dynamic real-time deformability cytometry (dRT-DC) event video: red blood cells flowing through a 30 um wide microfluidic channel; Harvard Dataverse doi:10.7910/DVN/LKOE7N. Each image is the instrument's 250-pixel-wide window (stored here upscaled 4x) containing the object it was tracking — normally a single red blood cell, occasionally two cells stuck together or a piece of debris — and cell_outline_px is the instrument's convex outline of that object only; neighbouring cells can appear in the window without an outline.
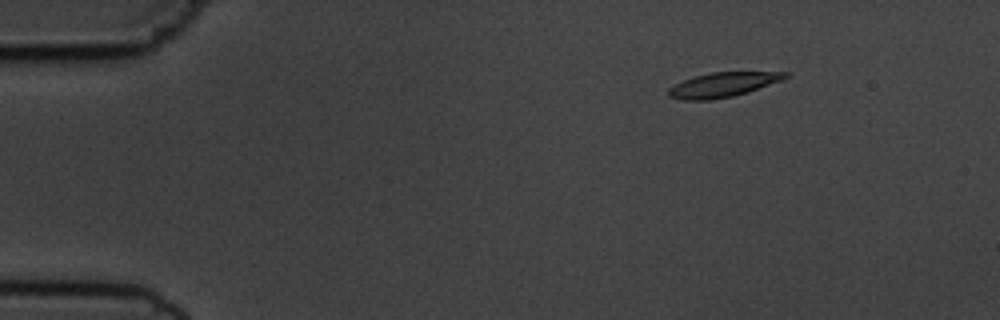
{"species": "common noctule bat (a hibernating species)", "species_latin": "Nyctalus noctula", "temperature_condition": "cold", "stored_images_in_passage": 10, "camera_frame_rate_fps": 3000, "um_per_image_px": 0.085, "animal": {"sex": "male", "body_mass_g": 19.5, "forearm_length_mm": 54.6}, "frame": {"image": 1, "passage_image": 2, "time_ms": 1.333, "image_size_px": [1000, 320], "cell_outline_px": [[788, 76], [780, 80], [748, 92], [732, 96], [708, 100], [684, 100], [668, 96], [668, 88], [684, 80], [696, 76], [712, 72], [788, 72]], "centroid_in_image_um": [61.41, 7.2], "position_along_channel_um": 23.6, "area_um2": 16.36}}
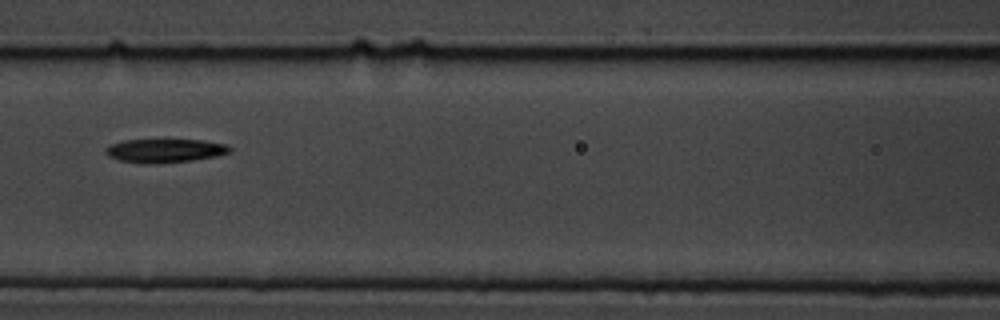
{"frame": {"image": 2, "passage_image": 7, "time_ms": 7.0, "image_size_px": [1000, 320], "cell_outline_px": [[232, 152], [216, 156], [192, 160], [152, 164], [144, 164], [120, 160], [108, 156], [104, 152], [104, 148], [108, 144], [124, 140], [204, 140], [228, 144], [232, 148]], "centroid_in_image_um": [14.01, 12.8], "position_along_channel_um": 152.6, "area_um2": 17.34}}
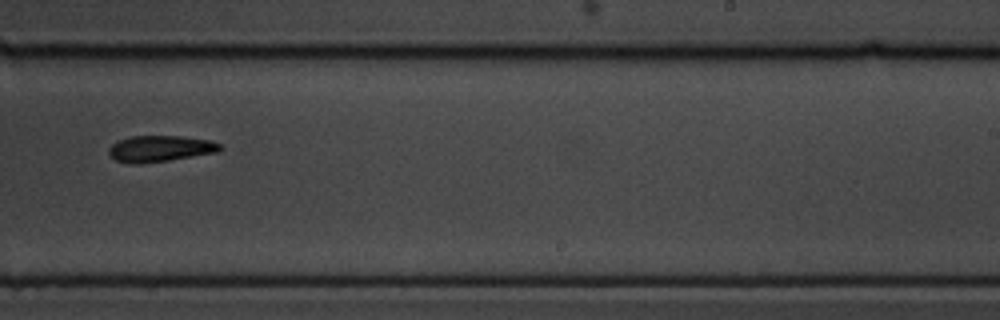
{"frame": {"image": 3, "passage_image": 10, "time_ms": 10.333, "image_size_px": [1000, 320], "cell_outline_px": [[224, 148], [216, 152], [168, 160], [140, 164], [132, 164], [116, 160], [108, 152], [108, 148], [116, 140], [132, 136], [180, 136], [208, 140], [220, 144]], "centroid_in_image_um": [13.57, 12.63], "position_along_channel_um": 275.4, "area_um2": 16.88}}